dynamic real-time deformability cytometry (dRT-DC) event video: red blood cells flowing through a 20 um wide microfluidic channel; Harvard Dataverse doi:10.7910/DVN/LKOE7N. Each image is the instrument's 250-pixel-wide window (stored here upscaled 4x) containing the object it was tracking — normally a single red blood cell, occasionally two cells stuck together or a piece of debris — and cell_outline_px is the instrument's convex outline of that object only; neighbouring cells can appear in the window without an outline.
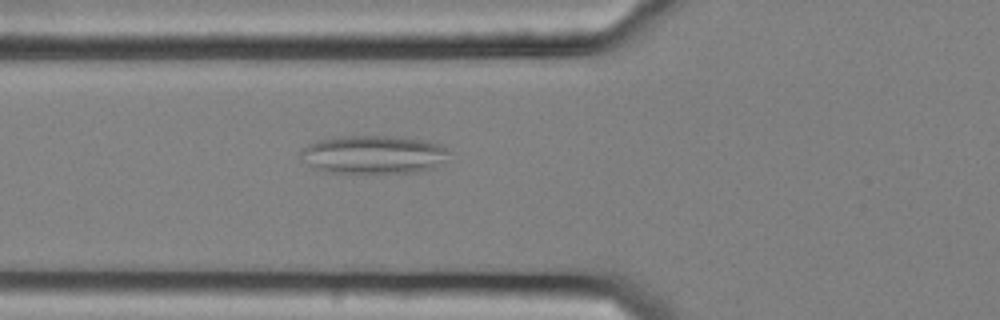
{"species": "common noctule bat (a hibernating species)", "species_latin": "Nyctalus noctula", "temperature_condition": "cold", "stored_images_in_passage": 5, "camera_frame_rate_fps": 3000, "um_per_image_px": 0.085, "animal": {"sex": "female", "body_mass_g": 25.1}, "frame": {"image": 1, "passage_image": 2, "time_ms": 0.333, "image_size_px": [1000, 320], "cell_outline_px": [[448, 152], [432, 168], [420, 172], [376, 176], [324, 172], [312, 168], [300, 156], [300, 148], [308, 144], [332, 136], [404, 136], [444, 144]], "centroid_in_image_um": [31.68, 13.18], "position_along_channel_um": 94.1, "area_um2": 34.51}}